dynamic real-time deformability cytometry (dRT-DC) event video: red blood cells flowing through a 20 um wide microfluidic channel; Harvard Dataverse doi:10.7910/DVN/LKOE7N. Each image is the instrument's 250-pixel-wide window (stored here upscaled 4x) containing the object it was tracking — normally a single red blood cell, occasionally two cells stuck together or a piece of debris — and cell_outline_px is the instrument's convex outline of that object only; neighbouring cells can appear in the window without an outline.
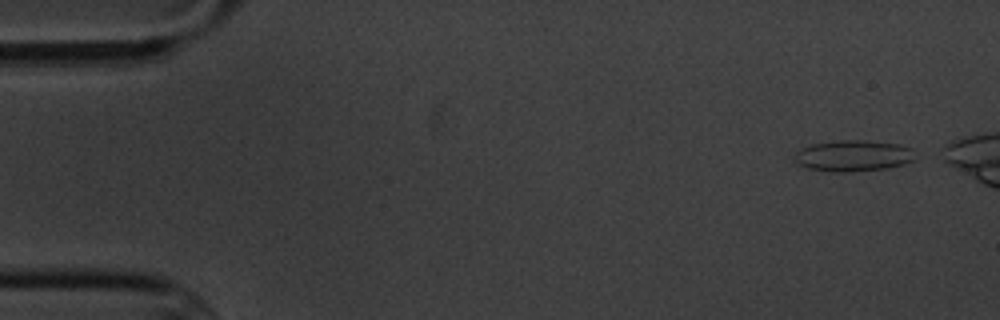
{"species": "common noctule bat (a hibernating species)", "species_latin": "Nyctalus noctula", "temperature_condition": "cold", "stored_images_in_passage": 5, "camera_frame_rate_fps": 3000, "um_per_image_px": 0.085, "animal": {"sex": "male", "body_mass_g": 20.1, "forearm_length_mm": 53.5}, "frame": {"image": 1, "passage_image": 1, "time_ms": 0.0, "image_size_px": [1000, 320], "cell_outline_px": [[912, 160], [904, 164], [888, 168], [848, 172], [832, 172], [808, 168], [796, 164], [792, 156], [796, 152], [812, 144], [840, 140], [864, 140], [900, 144], [912, 148]], "centroid_in_image_um": [72.48, 13.24], "position_along_channel_um": 12.5, "area_um2": 21.91}}
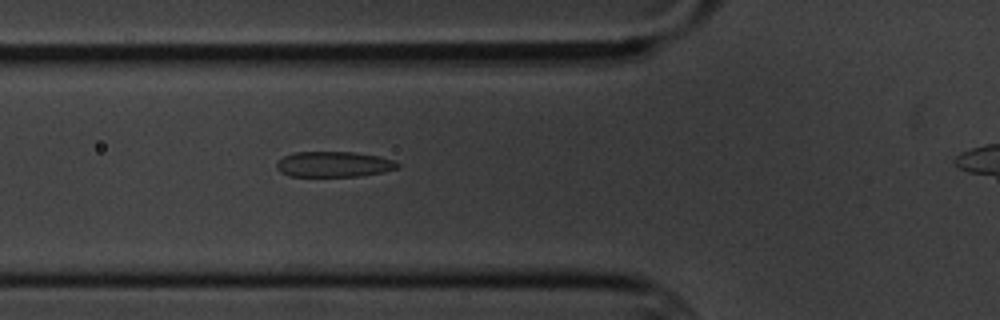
{"frame": {"image": 2, "passage_image": 5, "time_ms": 5.667, "image_size_px": [1000, 320], "cell_outline_px": [[400, 168], [384, 172], [360, 176], [288, 176], [280, 172], [276, 168], [276, 164], [284, 156], [296, 152], [352, 152], [380, 156], [396, 160], [400, 164]], "centroid_in_image_um": [28.43, 13.96], "position_along_channel_um": 97.4, "area_um2": 18.15}}